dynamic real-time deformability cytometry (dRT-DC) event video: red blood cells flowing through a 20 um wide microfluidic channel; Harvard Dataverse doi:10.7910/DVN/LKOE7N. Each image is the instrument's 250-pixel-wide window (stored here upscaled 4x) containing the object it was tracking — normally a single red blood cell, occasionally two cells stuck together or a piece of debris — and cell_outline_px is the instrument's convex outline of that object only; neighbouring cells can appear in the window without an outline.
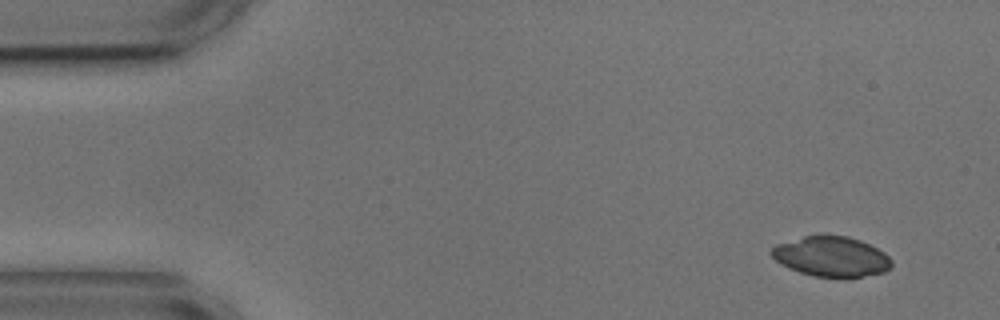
{"species": "common noctule bat (a hibernating species)", "species_latin": "Nyctalus noctula", "temperature_condition": "cold", "stored_images_in_passage": 5, "segment_of_instrument_passage": [1, 2], "camera_frame_rate_fps": 3000, "um_per_image_px": 0.085, "animal": {"sex": "male", "body_mass_g": 17.9, "forearm_length_mm": 54.2}, "frame": {"image": 1, "passage_image": 1, "time_ms": 0.0, "image_size_px": [1000, 320], "cell_outline_px": [[892, 268], [884, 272], [844, 280], [812, 276], [788, 268], [780, 264], [768, 252], [776, 244], [804, 236], [848, 236], [860, 240], [884, 252], [892, 260]], "centroid_in_image_um": [70.67, 21.85], "position_along_channel_um": 14.3, "area_um2": 28.55}}
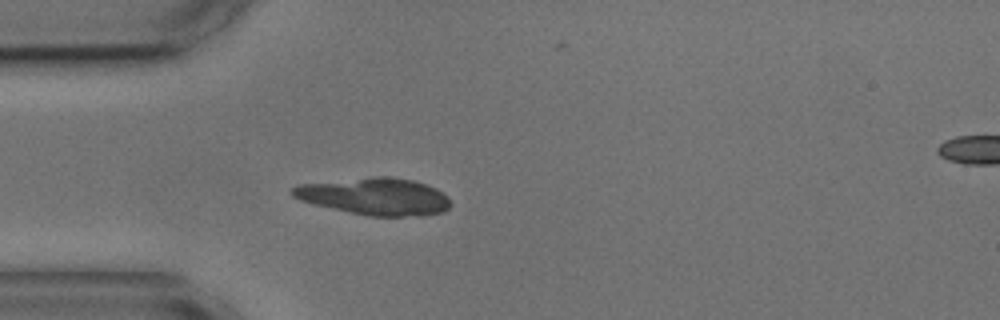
{"frame": {"image": 2, "passage_image": 4, "time_ms": 3.667, "image_size_px": [1000, 320], "cell_outline_px": [[452, 204], [444, 212], [420, 216], [368, 216], [316, 204], [300, 200], [292, 196], [288, 192], [288, 188], [296, 184], [372, 176], [388, 176], [412, 180], [428, 184], [436, 188], [448, 196]], "centroid_in_image_um": [31.86, 16.68], "position_along_channel_um": 53.1, "area_um2": 34.56}}